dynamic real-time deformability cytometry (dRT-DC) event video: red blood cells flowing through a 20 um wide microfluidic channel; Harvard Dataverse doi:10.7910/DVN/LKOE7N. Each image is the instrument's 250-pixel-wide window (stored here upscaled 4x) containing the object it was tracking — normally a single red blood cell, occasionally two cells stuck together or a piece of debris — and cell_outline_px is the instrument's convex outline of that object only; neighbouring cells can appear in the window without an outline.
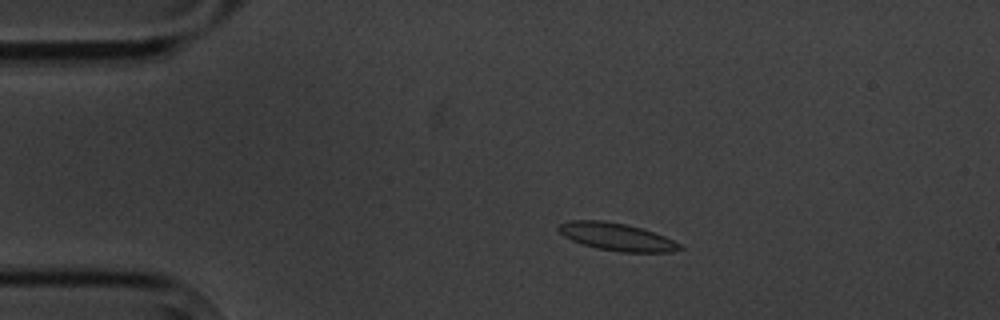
{"species": "common noctule bat (a hibernating species)", "species_latin": "Nyctalus noctula", "temperature_condition": "cold", "stored_images_in_passage": 5, "camera_frame_rate_fps": 3000, "um_per_image_px": 0.085, "animal": {"sex": "male", "body_mass_g": 20.1, "forearm_length_mm": 53.5}, "frame": {"image": 1, "passage_image": 3, "time_ms": 2.333, "image_size_px": [1000, 320], "cell_outline_px": [[684, 248], [672, 252], [620, 252], [596, 248], [572, 240], [564, 236], [556, 228], [560, 224], [572, 220], [604, 220], [624, 224], [640, 228], [664, 236], [680, 244]], "centroid_in_image_um": [52.41, 20.13], "position_along_channel_um": 32.6, "area_um2": 19.25}}
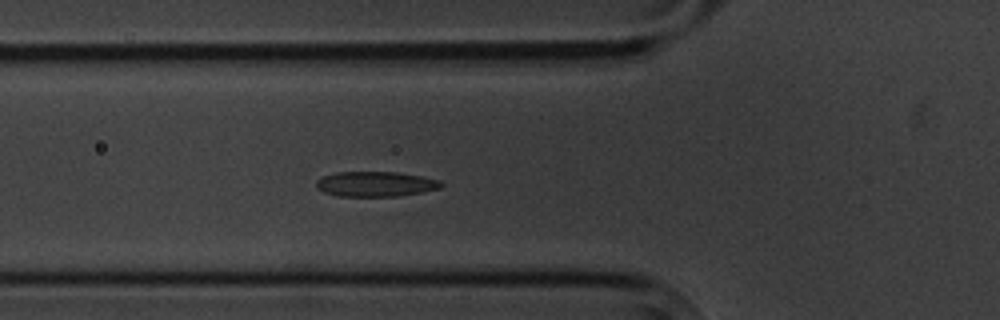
{"frame": {"image": 2, "passage_image": 5, "time_ms": 5.333, "image_size_px": [1000, 320], "cell_outline_px": [[444, 184], [440, 188], [400, 196], [336, 196], [324, 192], [316, 188], [316, 180], [324, 176], [336, 172], [396, 172], [424, 176], [440, 180]], "centroid_in_image_um": [31.93, 15.64], "position_along_channel_um": 93.9, "area_um2": 18.32}}